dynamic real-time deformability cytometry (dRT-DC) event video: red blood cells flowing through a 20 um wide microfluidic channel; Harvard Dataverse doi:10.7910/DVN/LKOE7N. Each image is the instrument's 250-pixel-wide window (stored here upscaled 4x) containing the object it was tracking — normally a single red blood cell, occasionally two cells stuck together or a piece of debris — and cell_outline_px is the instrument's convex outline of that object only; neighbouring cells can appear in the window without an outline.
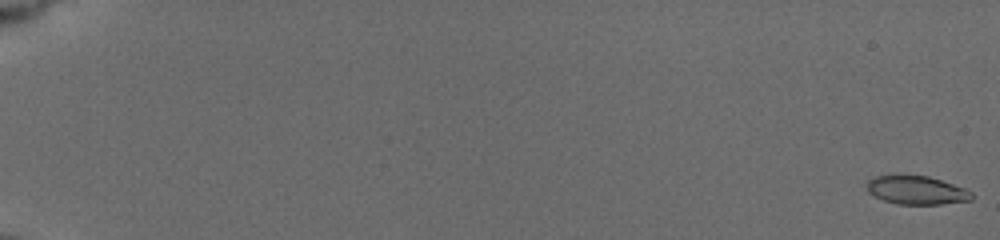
{"species": "common noctule bat (a hibernating species)", "species_latin": "Nyctalus noctula", "temperature_condition": "cold", "stored_images_in_passage": 38, "camera_frame_rate_fps": 3000, "um_per_image_px": 0.085, "animal": {"sex": "female", "body_mass_g": 19.5, "forearm_length_mm": 54.1}, "frame": {"image": 1, "passage_image": 1, "time_ms": 0.0, "image_size_px": [1000, 240], "cell_outline_px": [[972, 200], [940, 204], [896, 204], [884, 200], [868, 192], [868, 180], [876, 176], [896, 172], [928, 176], [964, 188], [972, 192]], "centroid_in_image_um": [77.87, 16.12], "position_along_channel_um": 7.1, "area_um2": 17.74}}
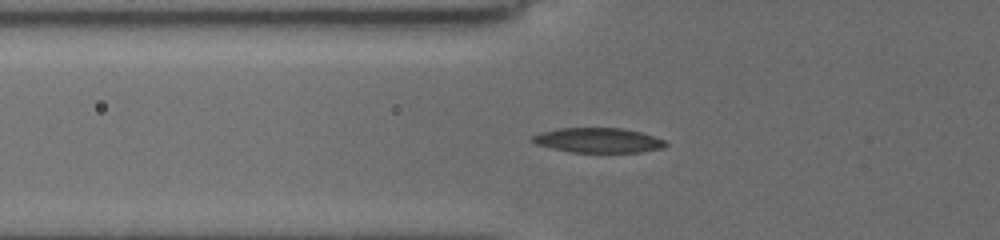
{"frame": {"image": 2, "passage_image": 33, "time_ms": 7.333, "image_size_px": [1000, 240], "cell_outline_px": [[668, 144], [664, 148], [640, 152], [572, 152], [552, 148], [536, 144], [532, 140], [532, 136], [540, 132], [560, 128], [624, 128], [640, 132], [664, 140]], "centroid_in_image_um": [50.86, 11.92], "position_along_channel_um": 74.9, "area_um2": 19.13}}
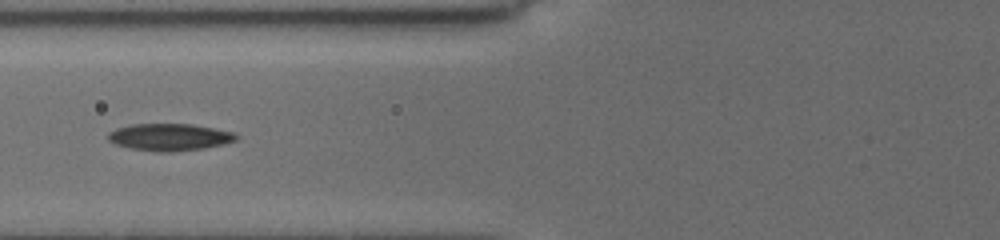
{"frame": {"image": 3, "passage_image": 37, "time_ms": 8.333, "image_size_px": [1000, 240], "cell_outline_px": [[236, 140], [224, 144], [204, 148], [172, 152], [160, 152], [132, 148], [116, 144], [108, 140], [108, 132], [116, 128], [132, 124], [192, 124], [236, 132]], "centroid_in_image_um": [14.42, 11.65], "position_along_channel_um": 111.4, "area_um2": 20.17}}